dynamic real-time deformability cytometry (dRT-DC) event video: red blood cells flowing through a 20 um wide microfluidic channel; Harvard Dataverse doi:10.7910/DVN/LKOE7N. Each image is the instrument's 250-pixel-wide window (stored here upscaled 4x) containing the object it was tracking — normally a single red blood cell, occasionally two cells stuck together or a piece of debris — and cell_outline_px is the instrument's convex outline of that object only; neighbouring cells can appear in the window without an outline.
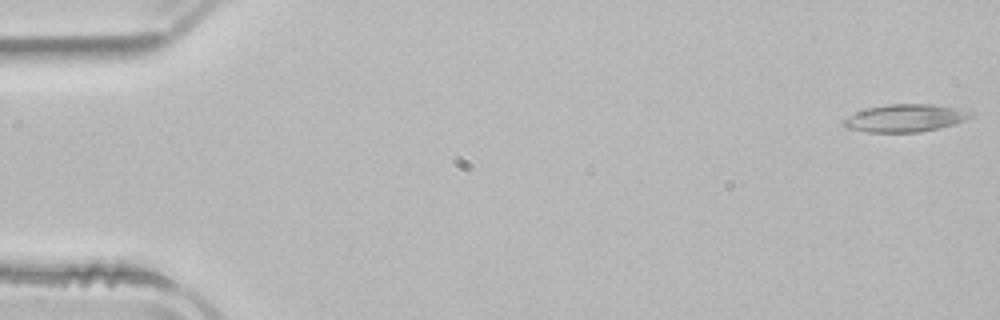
{"species": "common noctule bat (a hibernating species)", "species_latin": "Nyctalus noctula", "temperature_condition": "room temperature", "stored_images_in_passage": 51, "camera_frame_rate_fps": 3000, "um_per_image_px": 0.085, "animal": {"sex": "male", "body_mass_g": 21.5, "forearm_length_mm": 52.0}, "frame": {"image": 1, "passage_image": 1, "time_ms": 0.0, "image_size_px": [1000, 320], "cell_outline_px": [[972, 116], [956, 124], [940, 128], [920, 132], [868, 132], [848, 128], [840, 120], [856, 112], [868, 108], [888, 104], [932, 104], [972, 108]], "centroid_in_image_um": [77.04, 10.02], "position_along_channel_um": 8.0, "area_um2": 20.81}}
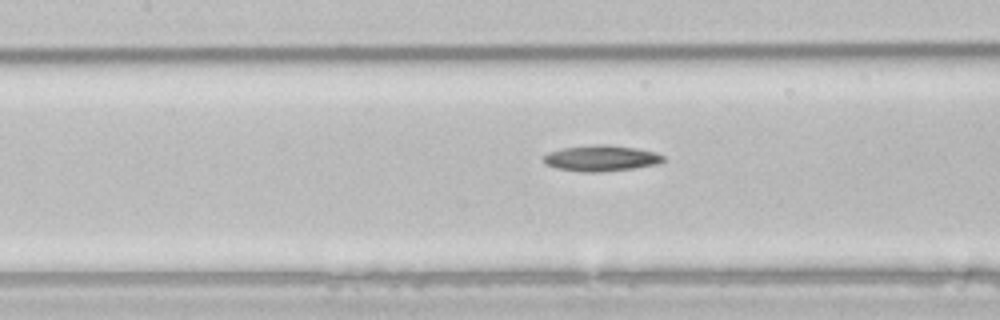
{"frame": {"image": 2, "passage_image": 23, "time_ms": 7.333, "image_size_px": [1000, 320], "cell_outline_px": [[664, 160], [660, 164], [632, 168], [600, 172], [580, 172], [556, 168], [544, 164], [544, 156], [548, 152], [564, 148], [596, 144], [608, 144], [636, 148], [656, 152], [664, 156]], "centroid_in_image_um": [51.11, 13.45], "position_along_channel_um": 156.3, "area_um2": 18.15}}
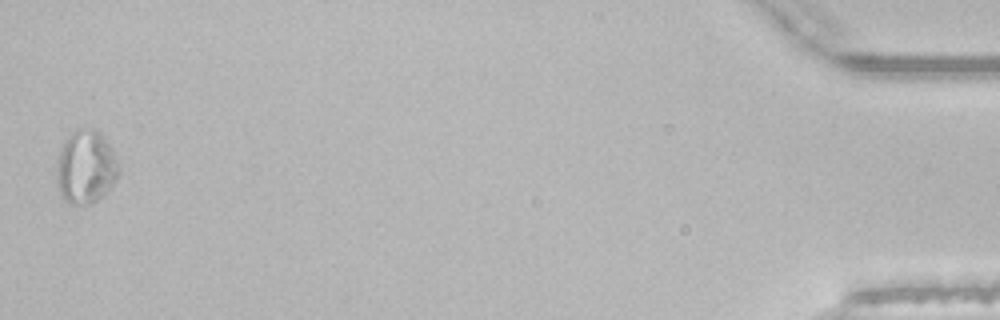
{"frame": {"image": 3, "passage_image": 51, "time_ms": 16.667, "image_size_px": [1000, 320], "cell_outline_px": [[120, 172], [104, 196], [92, 204], [68, 204], [64, 200], [60, 192], [56, 176], [60, 152], [64, 140], [72, 132], [80, 128], [96, 128], [104, 136], [120, 168]], "centroid_in_image_um": [7.3, 14.21], "position_along_channel_um": 427.9, "area_um2": 26.47}, "authors_computed_cell_mechanics": {"area_um2": 18.1492, "velocity_mm_per_s": 3.9295, "shape_relaxation_time_tau1_ms": 6.0848, "shape_relaxation_time_tau2_ms": null, "deformation_change_tau1": 0.1171, "deformation_change_tau2": null}}